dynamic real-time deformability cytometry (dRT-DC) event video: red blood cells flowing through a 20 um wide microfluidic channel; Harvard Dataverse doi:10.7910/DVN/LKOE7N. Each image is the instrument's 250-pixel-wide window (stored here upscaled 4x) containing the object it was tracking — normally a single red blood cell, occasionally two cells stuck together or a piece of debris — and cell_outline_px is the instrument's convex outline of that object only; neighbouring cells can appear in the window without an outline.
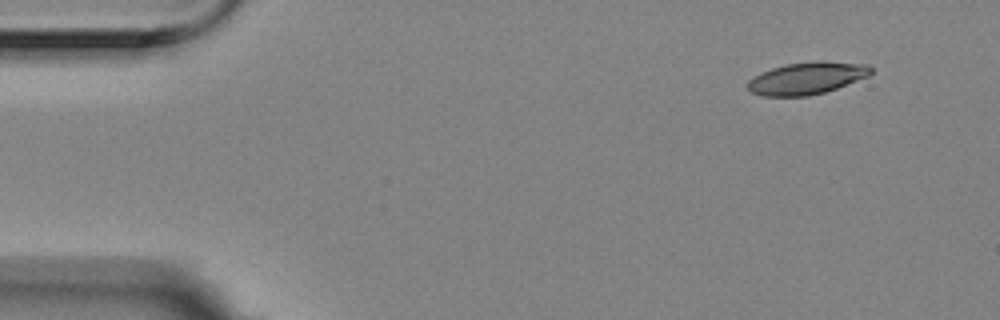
{"species": "Egyptian fruit bat (a non-hibernating species)", "species_latin": "Rousettus aegyptiacus", "temperature_condition": "room temperature", "stored_images_in_passage": 5, "camera_frame_rate_fps": 3000, "um_per_image_px": 0.085, "animal": {"sex": "female"}, "frame": {"image": 1, "passage_image": 5, "time_ms": 1.333, "image_size_px": [1000, 320], "cell_outline_px": [[872, 72], [868, 76], [836, 88], [824, 92], [808, 96], [760, 96], [748, 92], [748, 80], [752, 76], [760, 72], [784, 64], [816, 60], [824, 60], [868, 64], [872, 68]], "centroid_in_image_um": [68.54, 6.63], "position_along_channel_um": 16.5, "area_um2": 23.47}}